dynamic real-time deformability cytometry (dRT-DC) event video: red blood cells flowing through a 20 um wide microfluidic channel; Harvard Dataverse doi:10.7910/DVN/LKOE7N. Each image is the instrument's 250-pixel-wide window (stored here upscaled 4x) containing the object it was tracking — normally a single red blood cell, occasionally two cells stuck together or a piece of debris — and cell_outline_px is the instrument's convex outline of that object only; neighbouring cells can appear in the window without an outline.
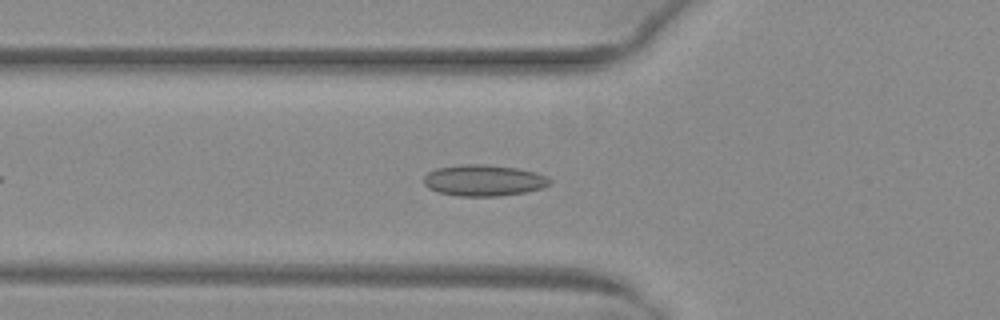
{"species": "common noctule bat (a hibernating species)", "species_latin": "Nyctalus noctula", "temperature_condition": "warm", "stored_images_in_passage": 41, "camera_frame_rate_fps": 3000, "um_per_image_px": 0.085, "animal": {"sex": "female", "body_mass_g": 29.2, "forearm_length_mm": 56.3}, "frame": {"image": 1, "passage_image": 8, "time_ms": 2.333, "image_size_px": [1000, 320], "cell_outline_px": [[552, 184], [544, 188], [524, 192], [500, 196], [460, 196], [440, 192], [428, 188], [424, 184], [424, 176], [428, 172], [436, 168], [460, 164], [484, 164], [516, 168], [536, 172], [552, 180]], "centroid_in_image_um": [41.13, 15.33], "position_along_channel_um": 84.7, "area_um2": 23.0}}
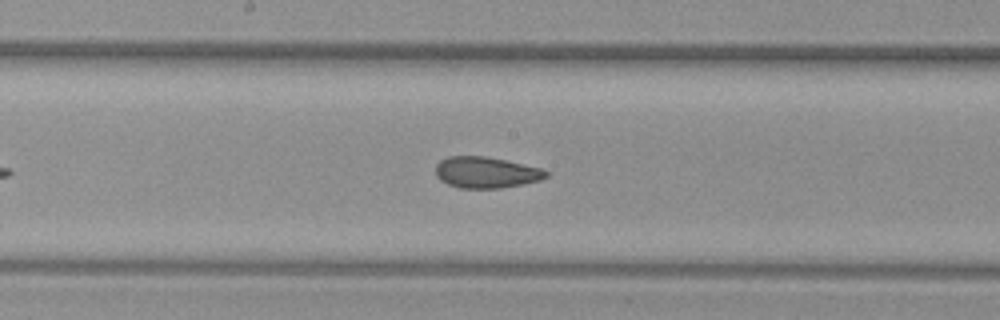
{"frame": {"image": 2, "passage_image": 17, "time_ms": 5.333, "image_size_px": [1000, 320], "cell_outline_px": [[548, 176], [540, 180], [524, 184], [500, 188], [460, 188], [448, 184], [440, 180], [436, 176], [436, 164], [440, 160], [448, 156], [484, 156], [504, 160], [540, 168], [548, 172]], "centroid_in_image_um": [41.29, 14.66], "position_along_channel_um": 206.9, "area_um2": 20.0}}
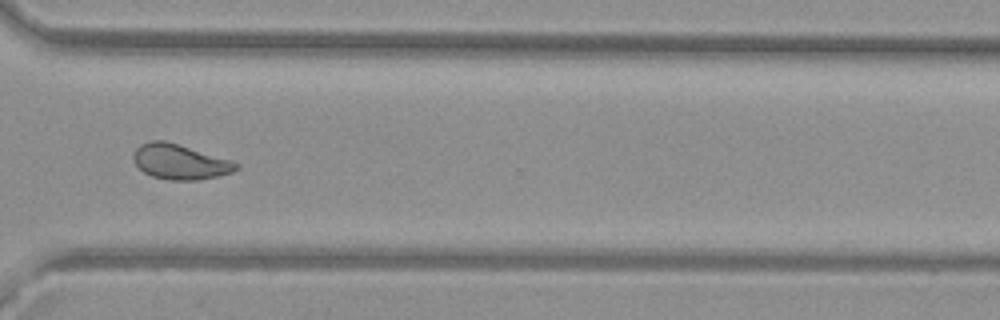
{"frame": {"image": 3, "passage_image": 28, "time_ms": 9.0, "image_size_px": [1000, 320], "cell_outline_px": [[240, 168], [232, 172], [200, 180], [168, 180], [152, 176], [144, 172], [136, 164], [132, 156], [136, 148], [140, 144], [152, 140], [164, 140], [232, 160], [240, 164]], "centroid_in_image_um": [15.31, 13.75], "position_along_channel_um": 355.3, "area_um2": 20.98}, "authors_computed_cell_mechanics": {"area_um2": 20.8658, "velocity_mm_per_s": 4.0485, "shape_relaxation_time_tau1_ms": null, "shape_relaxation_time_tau2_ms": 1.3761, "deformation_change_tau1": null, "deformation_change_tau2": 0.0597}}